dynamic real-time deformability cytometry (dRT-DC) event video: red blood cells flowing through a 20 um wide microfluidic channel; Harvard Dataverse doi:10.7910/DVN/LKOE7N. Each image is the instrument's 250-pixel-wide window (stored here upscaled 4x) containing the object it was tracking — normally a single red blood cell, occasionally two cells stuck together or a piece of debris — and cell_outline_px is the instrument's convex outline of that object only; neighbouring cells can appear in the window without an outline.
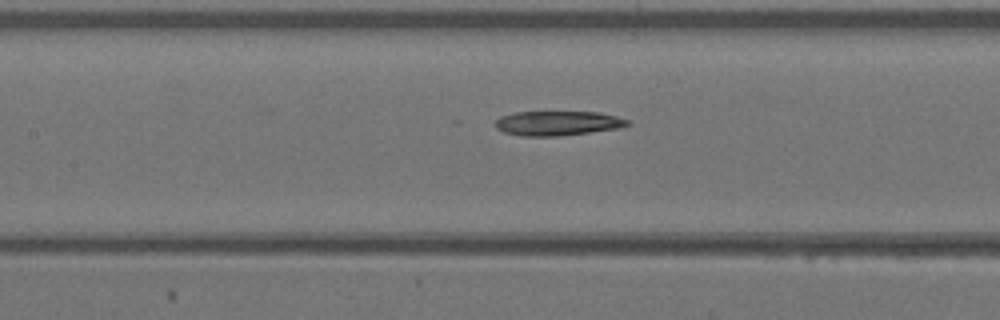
{"species": "Egyptian fruit bat (a non-hibernating species)", "species_latin": "Rousettus aegyptiacus", "temperature_condition": "warm", "stored_images_in_passage": 9, "camera_frame_rate_fps": 3000, "um_per_image_px": 0.085, "animal": {"sex": "female"}, "frame": {"image": 1, "passage_image": 7, "time_ms": 2.0, "image_size_px": [1000, 320], "cell_outline_px": [[632, 124], [616, 128], [560, 136], [520, 136], [504, 132], [496, 128], [496, 120], [500, 116], [516, 112], [600, 112], [616, 116], [628, 120]], "centroid_in_image_um": [47.38, 10.47], "position_along_channel_um": 160.0, "area_um2": 18.79}}